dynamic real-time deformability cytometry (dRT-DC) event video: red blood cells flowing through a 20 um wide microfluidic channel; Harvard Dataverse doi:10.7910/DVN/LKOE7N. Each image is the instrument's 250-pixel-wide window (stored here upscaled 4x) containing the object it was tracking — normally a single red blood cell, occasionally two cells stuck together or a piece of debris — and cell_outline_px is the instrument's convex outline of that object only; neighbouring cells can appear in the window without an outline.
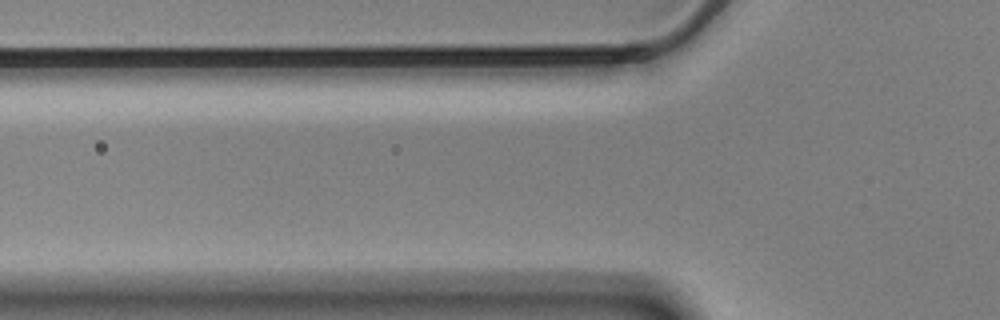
{"species": "Egyptian fruit bat (a non-hibernating species)", "species_latin": "Rousettus aegyptiacus", "temperature_condition": "cold", "stored_images_in_passage": 2, "camera_frame_rate_fps": 3000, "um_per_image_px": 0.085, "animal": {"sex": "male"}, "frame": {"image": 1, "passage_image": 2, "time_ms": 0.333, "image_size_px": [1000, 320], "cell_outline_px": [[624, 60], [524, 64], [504, 52], [512, 48], [588, 48], [612, 52], [620, 56]], "centroid_in_image_um": [47.66, 4.7], "position_along_channel_um": 78.1, "area_um2": 10.46}}